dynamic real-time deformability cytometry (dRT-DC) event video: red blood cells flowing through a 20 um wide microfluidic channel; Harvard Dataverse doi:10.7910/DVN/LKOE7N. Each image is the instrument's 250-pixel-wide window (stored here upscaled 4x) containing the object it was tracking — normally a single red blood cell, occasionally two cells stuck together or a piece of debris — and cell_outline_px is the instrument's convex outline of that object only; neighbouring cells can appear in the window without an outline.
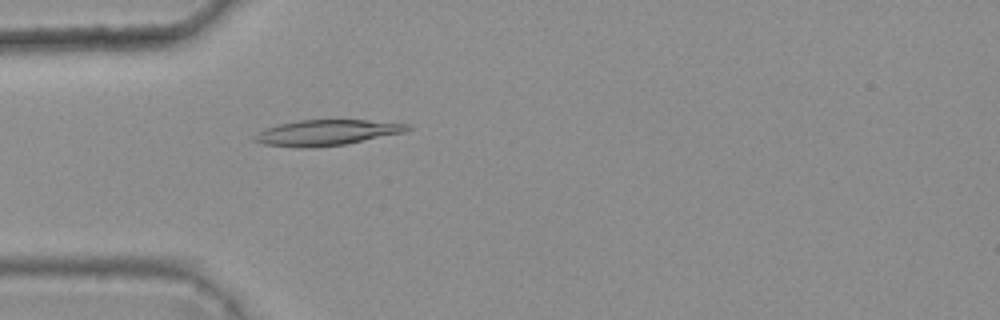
{"species": "common noctule bat (a hibernating species)", "species_latin": "Nyctalus noctula", "temperature_condition": "warm", "stored_images_in_passage": 2, "camera_frame_rate_fps": 3000, "um_per_image_px": 0.085, "animal": {"sex": "female", "body_mass_g": 25.1}, "frame": {"image": 1, "passage_image": 2, "time_ms": 0.333, "image_size_px": [1000, 320], "cell_outline_px": [[412, 128], [408, 132], [344, 144], [312, 148], [300, 148], [264, 144], [252, 140], [252, 136], [264, 128], [280, 124], [300, 120], [368, 120], [412, 124]], "centroid_in_image_um": [27.8, 11.27], "position_along_channel_um": 57.2, "area_um2": 23.06}}